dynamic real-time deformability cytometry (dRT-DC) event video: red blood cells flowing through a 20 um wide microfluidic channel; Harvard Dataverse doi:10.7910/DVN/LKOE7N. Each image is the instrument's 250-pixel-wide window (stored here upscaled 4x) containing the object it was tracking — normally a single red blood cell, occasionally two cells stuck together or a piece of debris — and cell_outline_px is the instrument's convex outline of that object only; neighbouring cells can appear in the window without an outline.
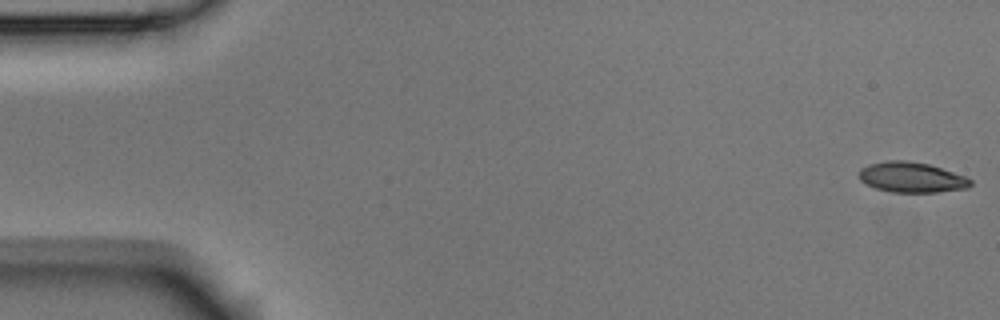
{"species": "Egyptian fruit bat (a non-hibernating species)", "species_latin": "Rousettus aegyptiacus", "temperature_condition": "room temperature", "stored_images_in_passage": 5, "camera_frame_rate_fps": 3000, "um_per_image_px": 0.085, "animal": {"sex": "male"}, "frame": {"image": 1, "passage_image": 1, "time_ms": 0.0, "image_size_px": [1000, 320], "cell_outline_px": [[972, 184], [968, 188], [936, 192], [892, 192], [876, 188], [860, 180], [860, 168], [868, 164], [888, 160], [908, 160], [928, 164], [964, 176], [972, 180]], "centroid_in_image_um": [77.48, 15.06], "position_along_channel_um": 7.5, "area_um2": 19.54}}